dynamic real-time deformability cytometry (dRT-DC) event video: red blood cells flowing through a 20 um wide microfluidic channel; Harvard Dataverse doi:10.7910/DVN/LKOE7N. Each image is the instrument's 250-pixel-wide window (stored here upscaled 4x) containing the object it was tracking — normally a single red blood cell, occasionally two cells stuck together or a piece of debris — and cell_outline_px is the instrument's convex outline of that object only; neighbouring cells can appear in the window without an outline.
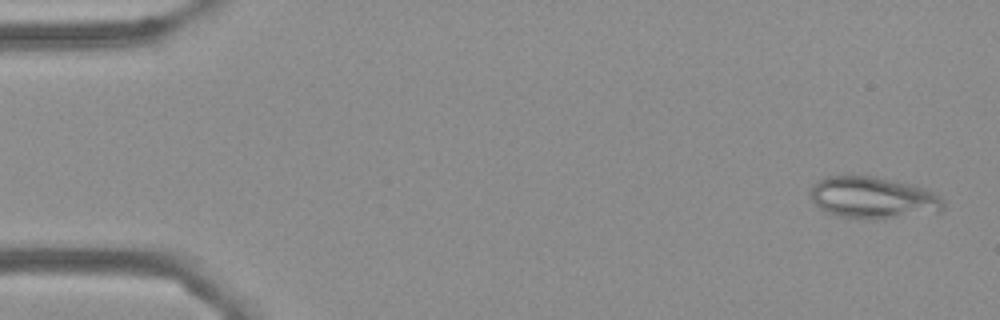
{"species": "Egyptian fruit bat (a non-hibernating species)", "species_latin": "Rousettus aegyptiacus", "temperature_condition": "cold", "stored_images_in_passage": 55, "camera_frame_rate_fps": 3000, "um_per_image_px": 0.085, "frame": {"image": 1, "passage_image": 2, "time_ms": 0.333, "image_size_px": [1000, 320], "cell_outline_px": [[944, 208], [940, 212], [892, 216], [836, 216], [820, 208], [812, 200], [808, 192], [820, 180], [828, 176], [872, 176], [912, 184], [924, 188], [940, 196], [944, 200]], "centroid_in_image_um": [74.21, 16.76], "position_along_channel_um": 10.8, "area_um2": 31.21}}
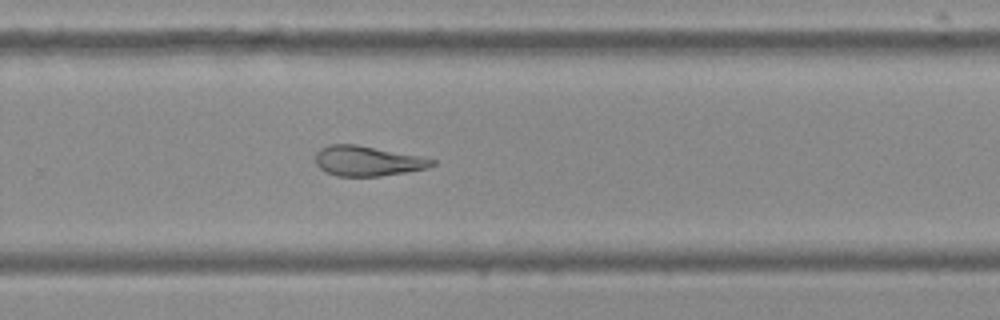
{"frame": {"image": 2, "passage_image": 36, "time_ms": 11.667, "image_size_px": [1000, 320], "cell_outline_px": [[436, 164], [428, 168], [380, 176], [336, 176], [320, 168], [316, 164], [316, 152], [320, 148], [328, 144], [356, 144], [436, 160]], "centroid_in_image_um": [31.2, 13.68], "position_along_channel_um": 298.6, "area_um2": 20.11}}
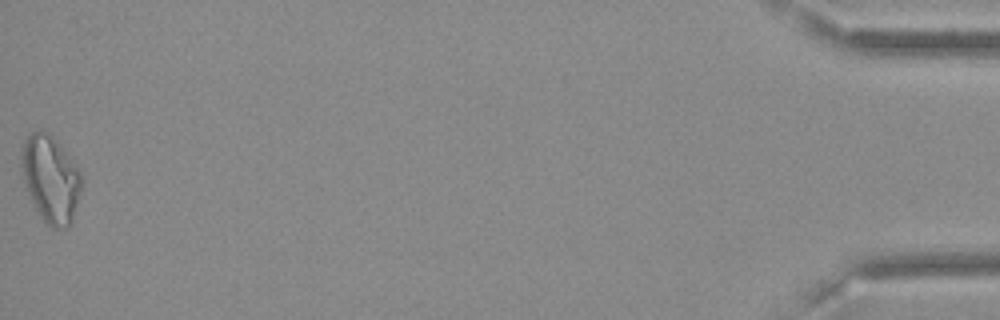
{"frame": {"image": 3, "passage_image": 55, "time_ms": 18.0, "image_size_px": [1000, 320], "cell_outline_px": [[80, 192], [72, 224], [68, 228], [52, 228], [36, 212], [28, 192], [24, 180], [20, 164], [20, 152], [24, 140], [32, 132], [48, 132], [60, 144], [76, 164], [80, 176]], "centroid_in_image_um": [4.28, 15.23], "position_along_channel_um": 430.9, "area_um2": 30.35}, "authors_computed_cell_mechanics": {"area_um2": 23.6402, "velocity_mm_per_s": 3.6504, "shape_relaxation_time_tau1_ms": null, "shape_relaxation_time_tau2_ms": 4.2742, "deformation_change_tau1": null, "deformation_change_tau2": 0.1079}}